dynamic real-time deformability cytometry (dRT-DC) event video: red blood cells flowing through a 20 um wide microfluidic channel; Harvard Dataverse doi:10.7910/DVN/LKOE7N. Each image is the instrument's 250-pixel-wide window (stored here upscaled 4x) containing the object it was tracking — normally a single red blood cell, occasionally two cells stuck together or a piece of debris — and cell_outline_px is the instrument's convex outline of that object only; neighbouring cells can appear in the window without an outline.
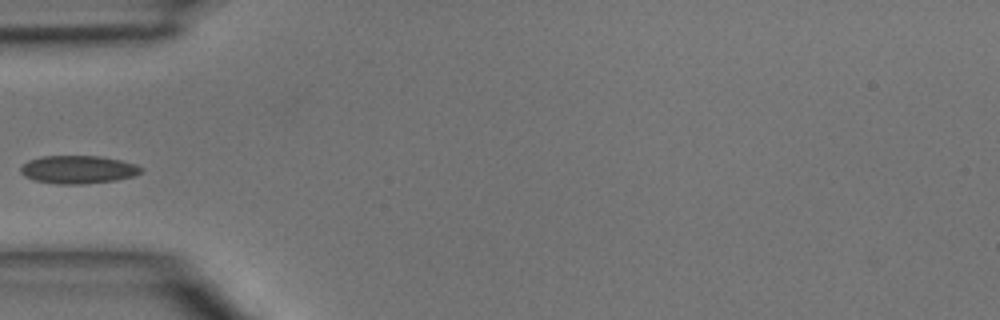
{"species": "common noctule bat (a hibernating species)", "species_latin": "Nyctalus noctula", "temperature_condition": "room temperature", "stored_images_in_passage": 3, "camera_frame_rate_fps": 3000, "um_per_image_px": 0.085, "animal": {"sex": "male", "body_mass_g": 15.6}, "frame": {"image": 1, "passage_image": 3, "time_ms": 2.333, "image_size_px": [1000, 320], "cell_outline_px": [[144, 172], [136, 176], [116, 180], [80, 184], [60, 184], [36, 180], [24, 176], [20, 172], [20, 168], [28, 160], [40, 156], [100, 156], [120, 160], [136, 164], [144, 168]], "centroid_in_image_um": [6.69, 14.4], "position_along_channel_um": 78.3, "area_um2": 19.77}}